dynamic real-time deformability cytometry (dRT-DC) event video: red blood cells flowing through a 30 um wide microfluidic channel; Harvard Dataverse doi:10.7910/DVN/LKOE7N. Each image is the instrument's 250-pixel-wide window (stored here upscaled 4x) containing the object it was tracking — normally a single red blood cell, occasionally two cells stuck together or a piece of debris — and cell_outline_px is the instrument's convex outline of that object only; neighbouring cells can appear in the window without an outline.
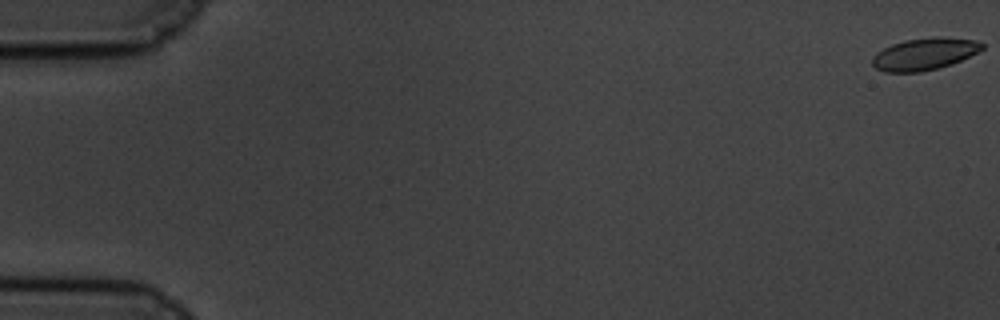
{"species": "common noctule bat (a hibernating species)", "species_latin": "Nyctalus noctula", "temperature_condition": "cold", "stored_images_in_passage": 61, "camera_frame_rate_fps": 3000, "um_per_image_px": 0.085, "animal": {"sex": "male", "body_mass_g": 19.5, "forearm_length_mm": 54.6}, "frame": {"image": 1, "passage_image": 1, "time_ms": 0.0, "image_size_px": [1000, 320], "cell_outline_px": [[984, 48], [952, 64], [920, 72], [884, 72], [876, 68], [872, 64], [872, 56], [876, 52], [892, 44], [904, 40], [936, 36], [976, 40], [984, 44]], "centroid_in_image_um": [78.54, 4.58], "position_along_channel_um": 6.5, "area_um2": 20.4}}
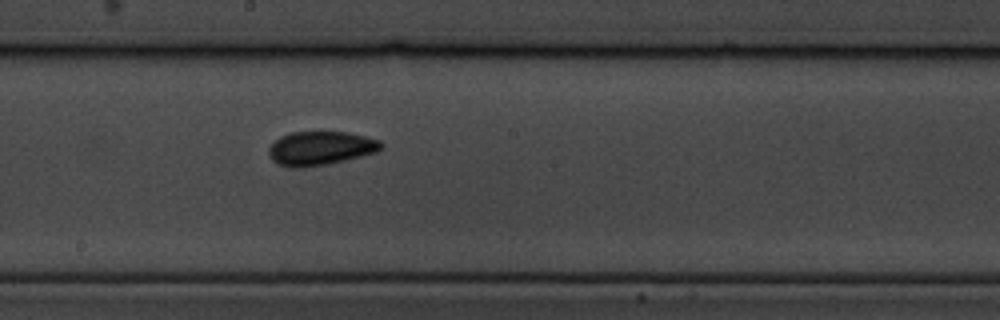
{"frame": {"image": 2, "passage_image": 34, "time_ms": 11.0, "image_size_px": [1000, 320], "cell_outline_px": [[384, 148], [376, 152], [328, 164], [304, 168], [288, 168], [276, 164], [268, 156], [268, 148], [280, 136], [288, 132], [348, 132], [380, 140], [384, 144]], "centroid_in_image_um": [27.21, 12.61], "position_along_channel_um": 221.0, "area_um2": 22.48}}
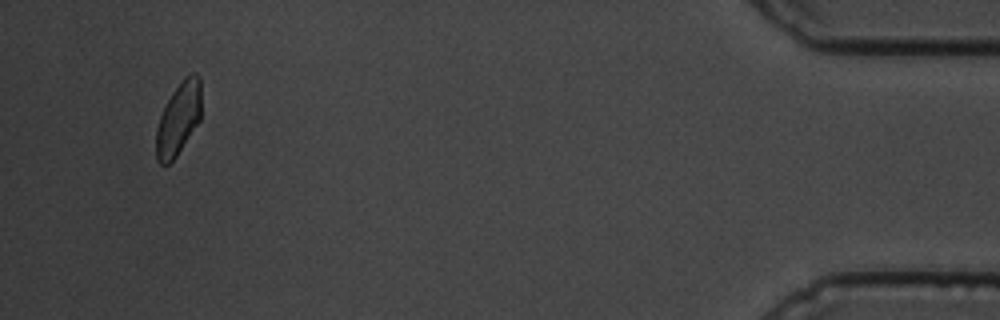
{"frame": {"image": 3, "passage_image": 58, "time_ms": 19.0, "image_size_px": [1000, 320], "cell_outline_px": [[200, 120], [176, 156], [168, 164], [160, 164], [156, 160], [156, 128], [160, 116], [172, 92], [184, 76], [192, 72], [196, 72], [200, 76]], "centroid_in_image_um": [15.17, 10.06], "position_along_channel_um": 420.0, "area_um2": 19.02}, "authors_computed_cell_mechanics": {"area_um2": 20.5768, "velocity_mm_per_s": 3.379, "shape_relaxation_time_tau1_ms": 6.8245, "shape_relaxation_time_tau2_ms": 1.546, "deformation_change_tau1": 0.1123, "deformation_change_tau2": 0.0615}}